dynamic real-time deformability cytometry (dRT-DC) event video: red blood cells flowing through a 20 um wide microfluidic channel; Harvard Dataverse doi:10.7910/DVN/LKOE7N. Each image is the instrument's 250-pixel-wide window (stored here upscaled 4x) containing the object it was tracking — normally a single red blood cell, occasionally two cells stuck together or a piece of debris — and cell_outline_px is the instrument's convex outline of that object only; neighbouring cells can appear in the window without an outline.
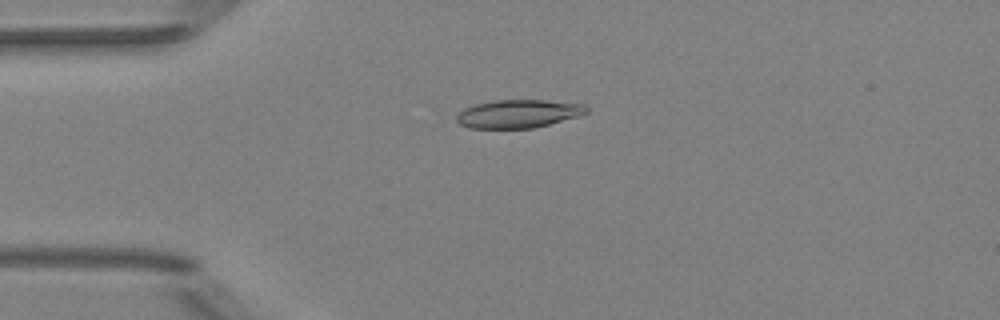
{"species": "Egyptian fruit bat (a non-hibernating species)", "species_latin": "Rousettus aegyptiacus", "temperature_condition": "room temperature", "stored_images_in_passage": 8, "camera_frame_rate_fps": 3000, "um_per_image_px": 0.085, "animal": {"sex": "female"}, "frame": {"image": 1, "passage_image": 3, "time_ms": 3.0, "image_size_px": [1000, 320], "cell_outline_px": [[588, 112], [580, 116], [536, 128], [468, 128], [460, 124], [456, 120], [456, 116], [464, 108], [476, 104], [492, 100], [544, 100], [584, 104], [588, 108]], "centroid_in_image_um": [44.08, 9.67], "position_along_channel_um": 40.9, "area_um2": 21.5}}
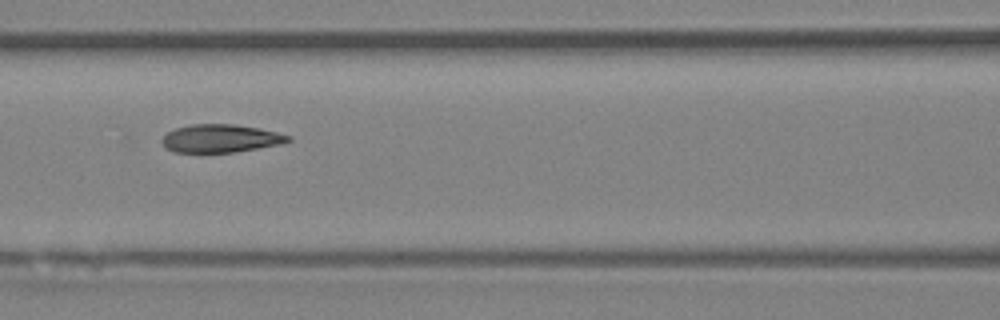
{"frame": {"image": 2, "passage_image": 6, "time_ms": 6.333, "image_size_px": [1000, 320], "cell_outline_px": [[292, 140], [280, 144], [232, 152], [176, 152], [168, 148], [160, 140], [168, 132], [176, 128], [188, 124], [236, 124], [260, 128], [292, 136]], "centroid_in_image_um": [18.77, 11.75], "position_along_channel_um": 147.8, "area_um2": 20.46}}
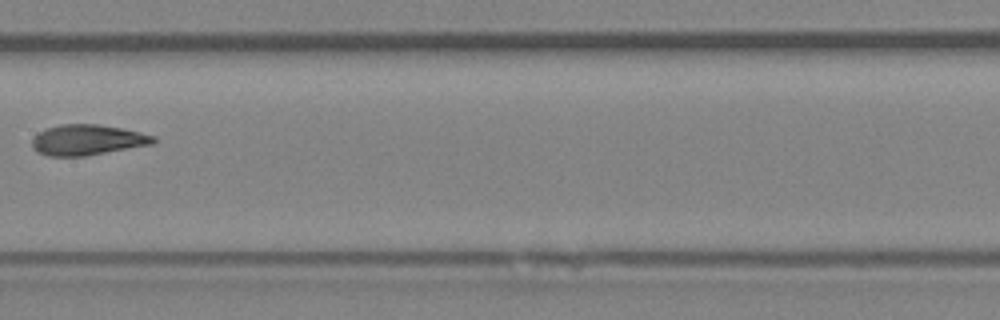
{"frame": {"image": 3, "passage_image": 7, "time_ms": 7.667, "image_size_px": [1000, 320], "cell_outline_px": [[156, 140], [152, 144], [84, 156], [48, 156], [36, 152], [32, 148], [32, 140], [40, 132], [48, 128], [60, 124], [96, 124], [120, 128], [140, 132], [156, 136]], "centroid_in_image_um": [7.41, 11.9], "position_along_channel_um": 200.0, "area_um2": 21.39}}